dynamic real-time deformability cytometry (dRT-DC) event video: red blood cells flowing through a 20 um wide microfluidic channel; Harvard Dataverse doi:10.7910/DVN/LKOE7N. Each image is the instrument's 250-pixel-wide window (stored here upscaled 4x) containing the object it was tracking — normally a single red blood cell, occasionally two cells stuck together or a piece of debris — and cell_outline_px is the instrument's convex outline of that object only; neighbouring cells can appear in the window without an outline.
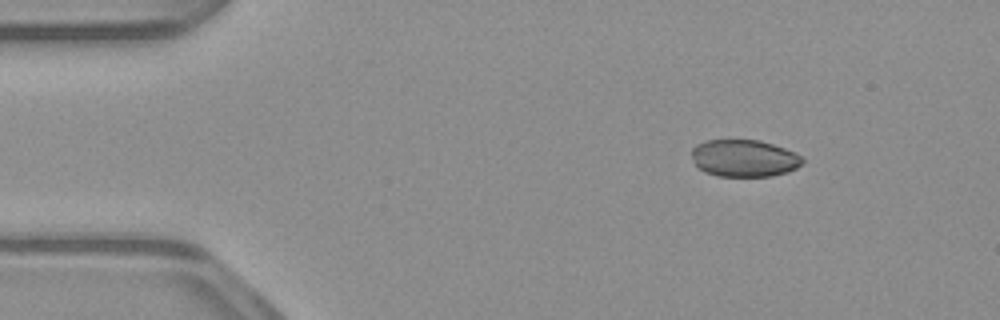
{"species": "common noctule bat (a hibernating species)", "species_latin": "Nyctalus noctula", "temperature_condition": "warm", "stored_images_in_passage": 50, "camera_frame_rate_fps": 3000, "um_per_image_px": 0.085, "animal": {"sex": "male", "body_mass_g": 23.1, "forearm_length_mm": 52.7}, "frame": {"image": 1, "passage_image": 5, "time_ms": 1.333, "image_size_px": [1000, 320], "cell_outline_px": [[804, 160], [796, 168], [788, 172], [772, 176], [716, 176], [704, 172], [696, 164], [692, 156], [692, 148], [696, 144], [704, 140], [760, 140], [796, 152]], "centroid_in_image_um": [63.24, 13.45], "position_along_channel_um": 21.8, "area_um2": 23.99}}
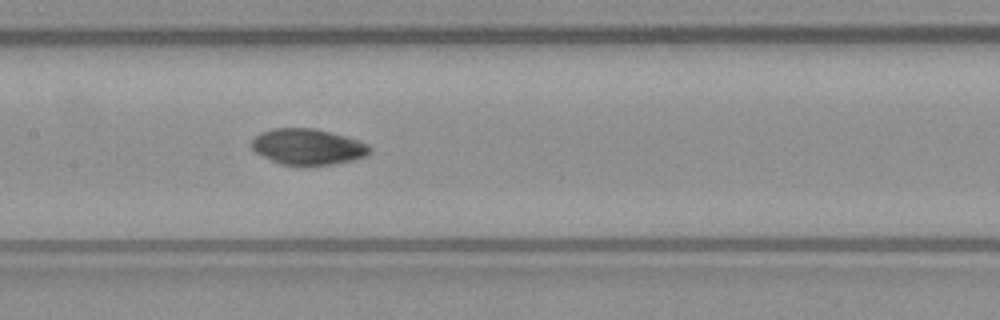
{"frame": {"image": 2, "passage_image": 23, "time_ms": 7.333, "image_size_px": [1000, 320], "cell_outline_px": [[372, 152], [356, 160], [336, 164], [308, 168], [300, 168], [280, 164], [256, 152], [252, 148], [252, 140], [260, 132], [272, 128], [316, 128], [348, 136], [360, 140], [368, 144], [372, 148]], "centroid_in_image_um": [26.22, 12.51], "position_along_channel_um": 181.2, "area_um2": 25.72}}
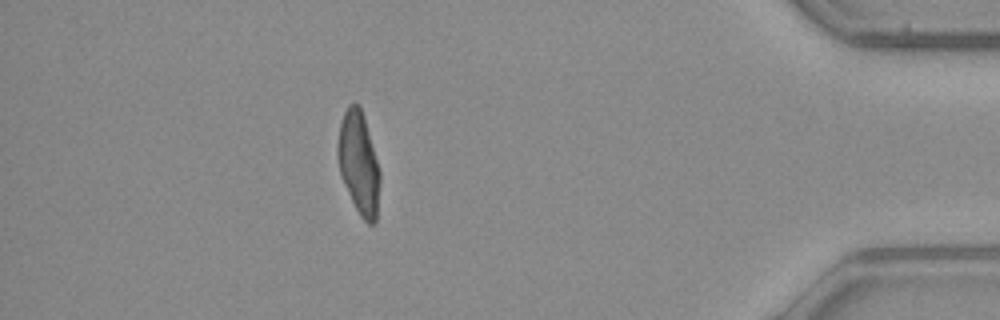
{"frame": {"image": 3, "passage_image": 44, "time_ms": 14.333, "image_size_px": [1000, 320], "cell_outline_px": [[380, 184], [376, 224], [368, 224], [360, 216], [340, 176], [336, 156], [336, 144], [340, 124], [344, 112], [348, 104], [360, 104], [364, 116], [380, 172]], "centroid_in_image_um": [30.48, 13.87], "position_along_channel_um": 404.7, "area_um2": 25.43}, "authors_computed_cell_mechanics": {"area_um2": 25.5187, "velocity_mm_per_s": 3.9499, "shape_relaxation_time_tau1_ms": 6.3237, "shape_relaxation_time_tau2_ms": null, "deformation_change_tau1": 0.1029, "deformation_change_tau2": null}}